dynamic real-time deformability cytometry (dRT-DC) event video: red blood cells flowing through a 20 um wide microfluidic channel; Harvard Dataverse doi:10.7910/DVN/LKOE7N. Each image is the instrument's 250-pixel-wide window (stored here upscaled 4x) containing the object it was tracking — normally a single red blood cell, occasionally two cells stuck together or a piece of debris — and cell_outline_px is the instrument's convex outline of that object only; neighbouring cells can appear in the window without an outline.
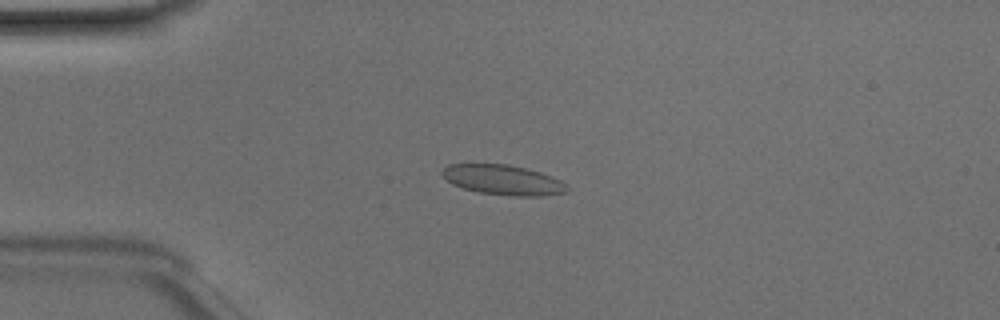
{"species": "Egyptian fruit bat (a non-hibernating species)", "species_latin": "Rousettus aegyptiacus", "temperature_condition": "room temperature", "stored_images_in_passage": 46, "camera_frame_rate_fps": 3000, "um_per_image_px": 0.085, "animal": {"sex": "male"}, "frame": {"image": 1, "passage_image": 9, "time_ms": 2.667, "image_size_px": [1000, 320], "cell_outline_px": [[568, 192], [544, 196], [512, 196], [480, 192], [464, 188], [452, 184], [440, 172], [448, 164], [508, 164], [540, 172], [552, 176], [560, 180], [568, 188]], "centroid_in_image_um": [42.78, 15.29], "position_along_channel_um": 42.2, "area_um2": 21.68}}
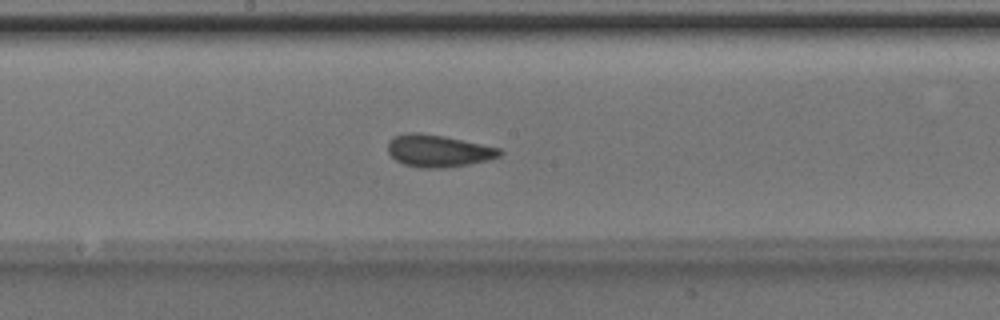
{"frame": {"image": 2, "passage_image": 23, "time_ms": 7.333, "image_size_px": [1000, 320], "cell_outline_px": [[504, 152], [500, 156], [488, 160], [448, 168], [420, 168], [404, 164], [396, 160], [388, 152], [388, 140], [392, 136], [408, 132], [420, 132], [444, 136], [500, 148]], "centroid_in_image_um": [37.23, 12.82], "position_along_channel_um": 211.0, "area_um2": 21.15}}
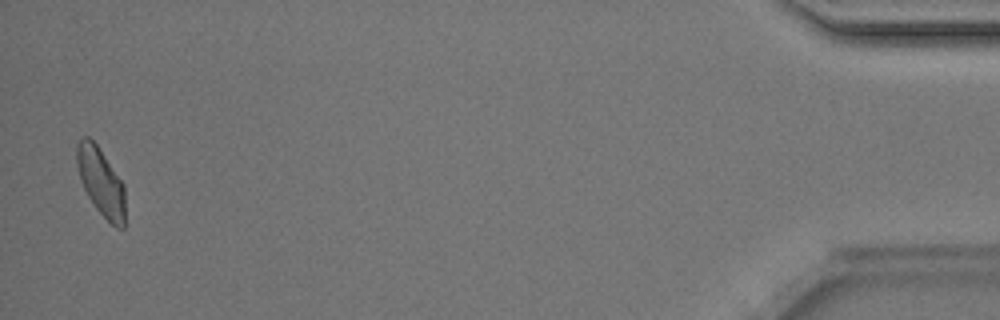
{"frame": {"image": 3, "passage_image": 45, "time_ms": 14.667, "image_size_px": [1000, 320], "cell_outline_px": [[124, 228], [116, 228], [96, 208], [88, 196], [84, 188], [80, 176], [76, 160], [76, 144], [84, 136], [88, 136], [96, 144], [124, 184]], "centroid_in_image_um": [8.58, 15.45], "position_along_channel_um": 426.6, "area_um2": 18.73}, "authors_computed_cell_mechanics": {"area_um2": 20.2878, "velocity_mm_per_s": 4.1505, "shape_relaxation_time_tau1_ms": 7.2698, "shape_relaxation_time_tau2_ms": 0.7869, "deformation_change_tau1": 0.1483, "deformation_change_tau2": 0.0385}}